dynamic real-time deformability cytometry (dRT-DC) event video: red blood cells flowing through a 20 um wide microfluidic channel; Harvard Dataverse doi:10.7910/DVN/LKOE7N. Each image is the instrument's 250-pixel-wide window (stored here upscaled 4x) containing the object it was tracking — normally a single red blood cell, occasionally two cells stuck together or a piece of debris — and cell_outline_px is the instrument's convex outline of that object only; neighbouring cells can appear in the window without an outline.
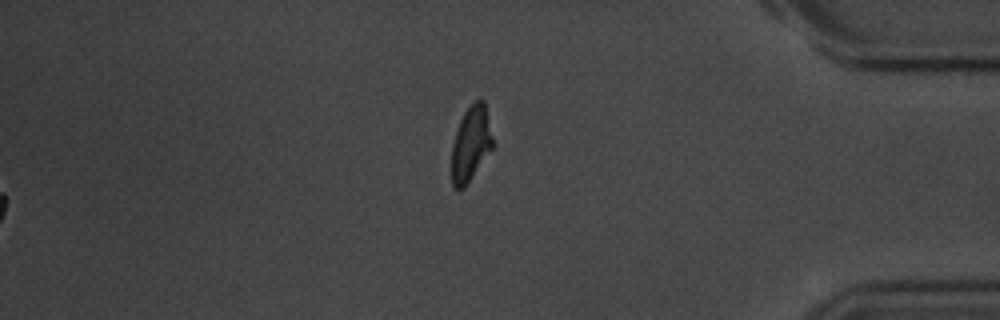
{"species": "common noctule bat (a hibernating species)", "species_latin": "Nyctalus noctula", "temperature_condition": "room temperature", "stored_images_in_passage": 55, "camera_frame_rate_fps": 3000, "um_per_image_px": 0.085, "animal": {"sex": "male", "body_mass_g": 20.1, "forearm_length_mm": 53.5}, "frame": {"image": 1, "passage_image": 55, "time_ms": 18.0, "image_size_px": [1000, 320], "cell_outline_px": [[496, 144], [464, 188], [452, 188], [452, 144], [460, 120], [464, 112], [476, 100], [484, 100]], "centroid_in_image_um": [40.06, 12.21], "position_along_channel_um": 395.1, "area_um2": 18.15}, "authors_computed_cell_mechanics": {"area_um2": 16.762, "velocity_mm_per_s": 3.6959, "shape_relaxation_time_tau1_ms": 2.332, "shape_relaxation_time_tau2_ms": null, "deformation_change_tau1": 0.1334, "deformation_change_tau2": null}}